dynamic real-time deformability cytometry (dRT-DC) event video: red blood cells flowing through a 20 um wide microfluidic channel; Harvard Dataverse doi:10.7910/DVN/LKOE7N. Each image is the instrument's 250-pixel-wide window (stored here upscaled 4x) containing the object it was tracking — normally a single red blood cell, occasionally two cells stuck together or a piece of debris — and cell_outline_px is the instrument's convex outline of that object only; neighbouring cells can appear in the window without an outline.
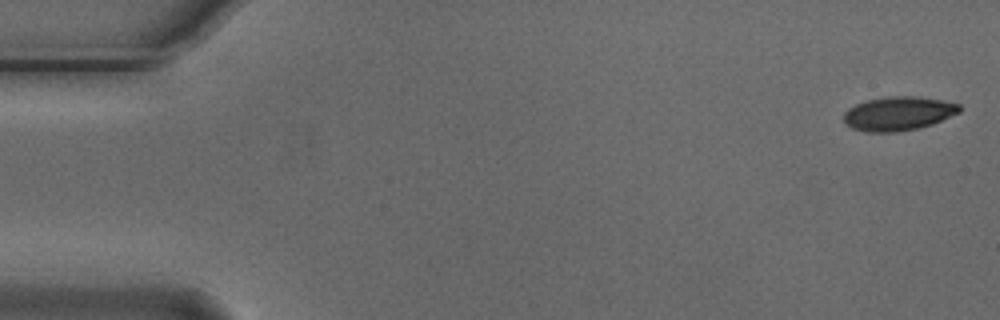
{"species": "Egyptian fruit bat (a non-hibernating species)", "species_latin": "Rousettus aegyptiacus", "temperature_condition": "cold", "stored_images_in_passage": 5, "camera_frame_rate_fps": 3000, "um_per_image_px": 0.085, "animal": {"sex": "male"}, "frame": {"image": 1, "passage_image": 1, "time_ms": 0.0, "image_size_px": [1000, 320], "cell_outline_px": [[960, 112], [932, 124], [916, 128], [896, 132], [868, 132], [852, 128], [844, 120], [844, 112], [848, 108], [856, 104], [868, 100], [888, 96], [916, 96], [940, 100], [960, 104]], "centroid_in_image_um": [76.35, 9.64], "position_along_channel_um": 8.6, "area_um2": 22.66}}
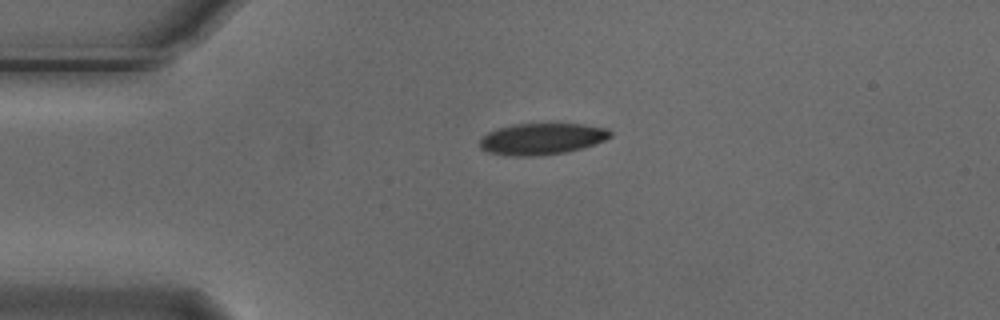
{"frame": {"image": 2, "passage_image": 4, "time_ms": 1.0, "image_size_px": [1000, 320], "cell_outline_px": [[612, 136], [604, 140], [580, 148], [564, 152], [532, 156], [512, 156], [488, 152], [480, 148], [480, 140], [488, 132], [496, 128], [512, 124], [584, 124], [608, 128], [612, 132]], "centroid_in_image_um": [46.04, 11.79], "position_along_channel_um": 39.0, "area_um2": 23.76}}